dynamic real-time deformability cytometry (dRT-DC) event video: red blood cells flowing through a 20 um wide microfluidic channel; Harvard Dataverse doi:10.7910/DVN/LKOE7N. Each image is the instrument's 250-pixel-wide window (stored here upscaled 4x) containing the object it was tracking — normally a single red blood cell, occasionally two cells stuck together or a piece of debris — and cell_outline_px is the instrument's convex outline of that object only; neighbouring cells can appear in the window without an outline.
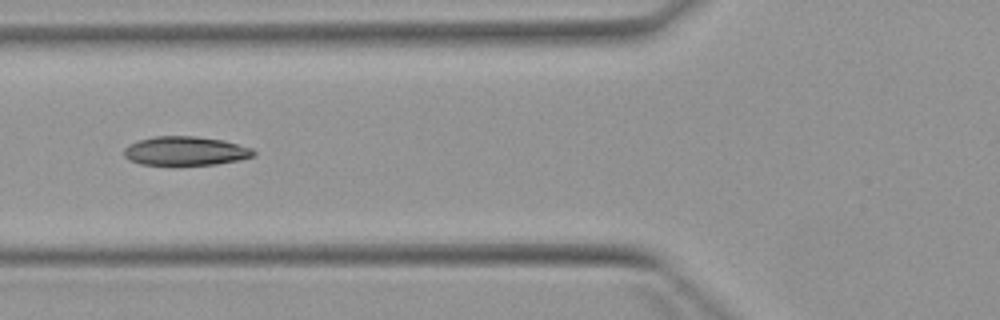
{"species": "Egyptian fruit bat (a non-hibernating species)", "species_latin": "Rousettus aegyptiacus", "temperature_condition": "warm", "stored_images_in_passage": 3, "camera_frame_rate_fps": 3000, "um_per_image_px": 0.085, "animal": {"sex": "female"}, "frame": {"image": 1, "passage_image": 2, "time_ms": 1.333, "image_size_px": [1000, 320], "cell_outline_px": [[256, 152], [252, 156], [240, 160], [216, 164], [172, 168], [140, 164], [128, 160], [124, 156], [124, 148], [128, 144], [140, 140], [156, 136], [196, 136], [224, 140], [252, 148]], "centroid_in_image_um": [15.72, 12.88], "position_along_channel_um": 110.1, "area_um2": 22.83}}
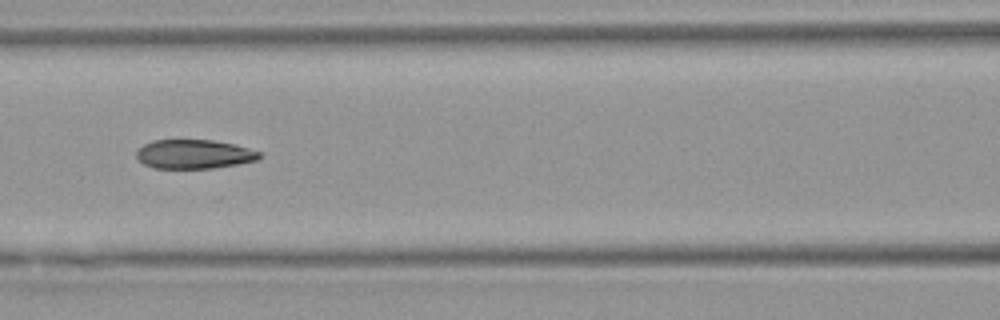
{"frame": {"image": 2, "passage_image": 3, "time_ms": 2.333, "image_size_px": [1000, 320], "cell_outline_px": [[264, 152], [256, 160], [236, 164], [212, 168], [152, 168], [144, 164], [136, 156], [136, 152], [144, 144], [152, 140], [212, 140], [232, 144]], "centroid_in_image_um": [16.49, 13.1], "position_along_channel_um": 150.1, "area_um2": 20.69}}